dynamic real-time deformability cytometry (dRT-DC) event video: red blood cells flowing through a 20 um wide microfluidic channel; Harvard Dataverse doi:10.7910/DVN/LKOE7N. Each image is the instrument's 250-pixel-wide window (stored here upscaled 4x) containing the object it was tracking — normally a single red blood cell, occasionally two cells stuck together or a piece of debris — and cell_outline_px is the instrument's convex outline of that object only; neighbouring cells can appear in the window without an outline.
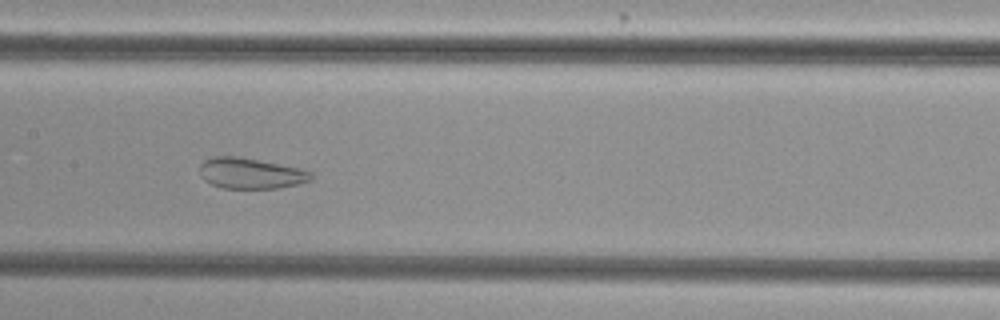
{"species": "common noctule bat (a hibernating species)", "species_latin": "Nyctalus noctula", "temperature_condition": "cold", "stored_images_in_passage": 53, "camera_frame_rate_fps": 3000, "um_per_image_px": 0.085, "animal": {"sex": "female", "body_mass_g": 29.2, "forearm_length_mm": 56.3}, "frame": {"image": 1, "passage_image": 26, "time_ms": 8.333, "image_size_px": [1000, 320], "cell_outline_px": [[312, 180], [280, 188], [220, 188], [204, 180], [200, 176], [200, 164], [204, 160], [212, 156], [240, 156], [300, 168], [312, 172]], "centroid_in_image_um": [21.28, 14.72], "position_along_channel_um": 186.1, "area_um2": 20.11}}
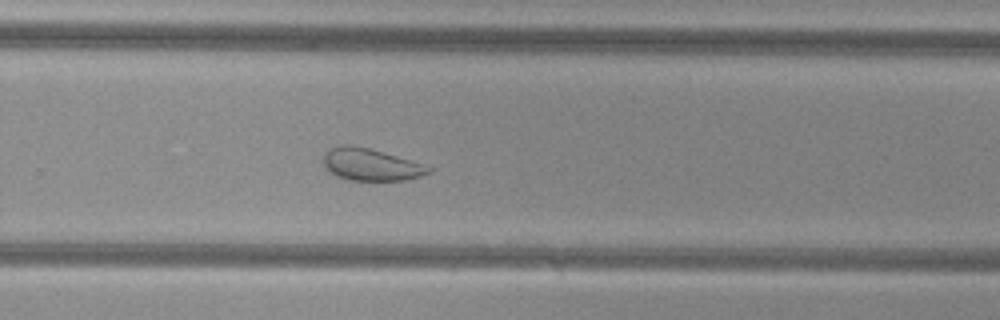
{"frame": {"image": 2, "passage_image": 35, "time_ms": 11.333, "image_size_px": [1000, 320], "cell_outline_px": [[432, 172], [408, 180], [348, 180], [336, 176], [328, 172], [324, 168], [324, 156], [328, 148], [340, 144], [352, 144], [384, 152], [432, 168]], "centroid_in_image_um": [31.45, 13.98], "position_along_channel_um": 298.4, "area_um2": 19.71}}
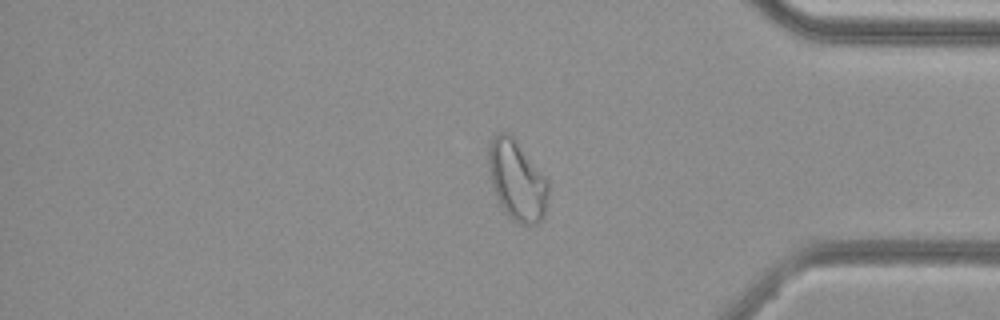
{"frame": {"image": 3, "passage_image": 44, "time_ms": 14.333, "image_size_px": [1000, 320], "cell_outline_px": [[548, 196], [544, 216], [536, 224], [520, 224], [512, 220], [504, 212], [492, 188], [488, 168], [488, 148], [492, 136], [500, 132], [508, 132], [516, 140], [548, 180]], "centroid_in_image_um": [43.92, 15.33], "position_along_channel_um": 391.3, "area_um2": 28.03}, "authors_computed_cell_mechanics": {"area_um2": 28.322, "velocity_mm_per_s": 3.7494, "shape_relaxation_time_tau1_ms": null, "shape_relaxation_time_tau2_ms": 1.24, "deformation_change_tau1": null, "deformation_change_tau2": 0.0771}}